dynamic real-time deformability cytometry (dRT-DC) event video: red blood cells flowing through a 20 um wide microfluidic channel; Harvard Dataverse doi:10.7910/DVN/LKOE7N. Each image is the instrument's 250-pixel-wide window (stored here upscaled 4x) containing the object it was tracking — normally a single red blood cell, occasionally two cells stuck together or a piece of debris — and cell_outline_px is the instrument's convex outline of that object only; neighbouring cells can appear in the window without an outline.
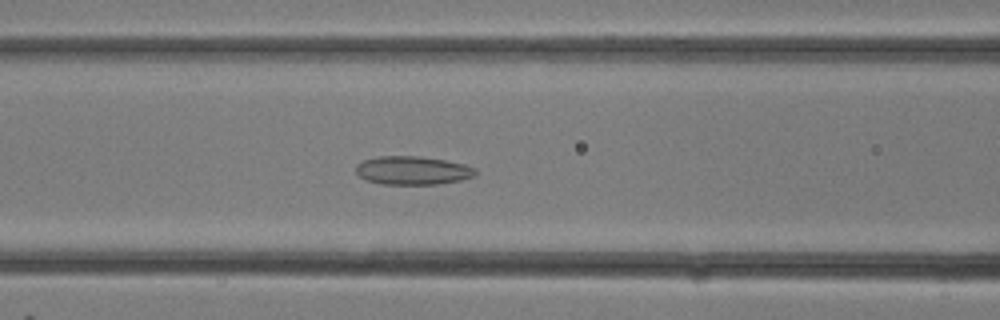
{"species": "common noctule bat (a hibernating species)", "species_latin": "Nyctalus noctula", "temperature_condition": "room temperature", "stored_images_in_passage": 30, "camera_frame_rate_fps": 3000, "um_per_image_px": 0.085, "animal": {"sex": "female"}, "frame": {"image": 1, "passage_image": 13, "time_ms": 4.0, "image_size_px": [1000, 320], "cell_outline_px": [[476, 172], [472, 176], [460, 180], [436, 184], [380, 184], [364, 180], [356, 172], [356, 164], [364, 160], [376, 156], [420, 156], [444, 160], [464, 164], [476, 168]], "centroid_in_image_um": [35.02, 14.48], "position_along_channel_um": 131.6, "area_um2": 19.83}}
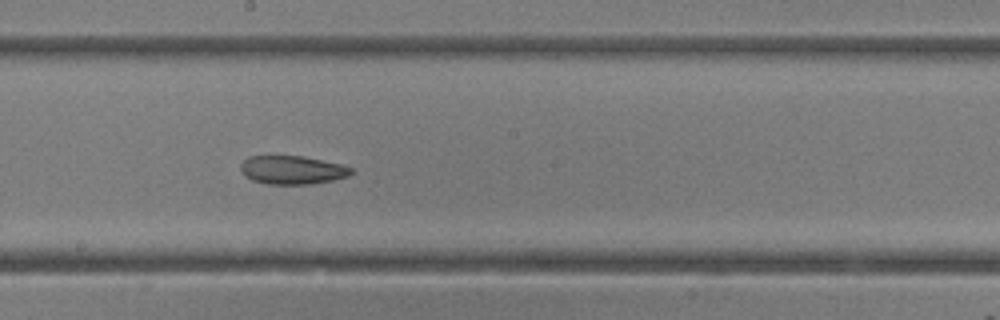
{"frame": {"image": 2, "passage_image": 17, "time_ms": 5.333, "image_size_px": [1000, 320], "cell_outline_px": [[356, 172], [348, 176], [332, 180], [312, 184], [268, 184], [252, 180], [244, 176], [240, 168], [240, 164], [248, 156], [304, 156], [344, 164], [352, 168]], "centroid_in_image_um": [24.88, 14.44], "position_along_channel_um": 223.3, "area_um2": 18.61}}
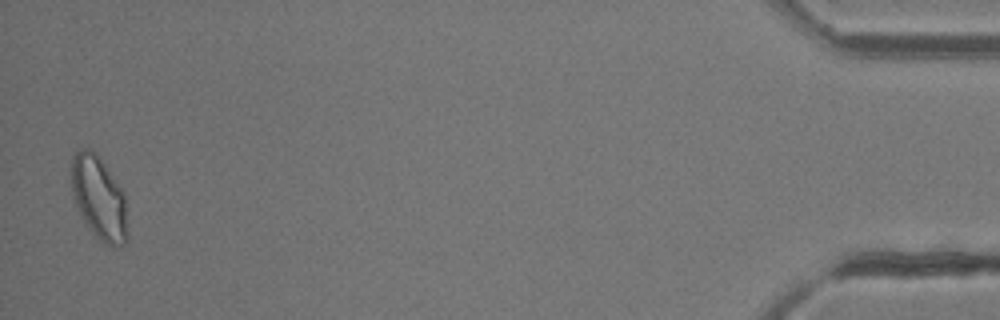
{"frame": {"image": 3, "passage_image": 30, "time_ms": 9.667, "image_size_px": [1000, 320], "cell_outline_px": [[128, 240], [124, 244], [116, 248], [100, 240], [84, 224], [72, 196], [72, 156], [80, 148], [92, 148], [100, 156], [124, 192], [128, 236]], "centroid_in_image_um": [8.42, 16.82], "position_along_channel_um": 426.8, "area_um2": 27.69}}